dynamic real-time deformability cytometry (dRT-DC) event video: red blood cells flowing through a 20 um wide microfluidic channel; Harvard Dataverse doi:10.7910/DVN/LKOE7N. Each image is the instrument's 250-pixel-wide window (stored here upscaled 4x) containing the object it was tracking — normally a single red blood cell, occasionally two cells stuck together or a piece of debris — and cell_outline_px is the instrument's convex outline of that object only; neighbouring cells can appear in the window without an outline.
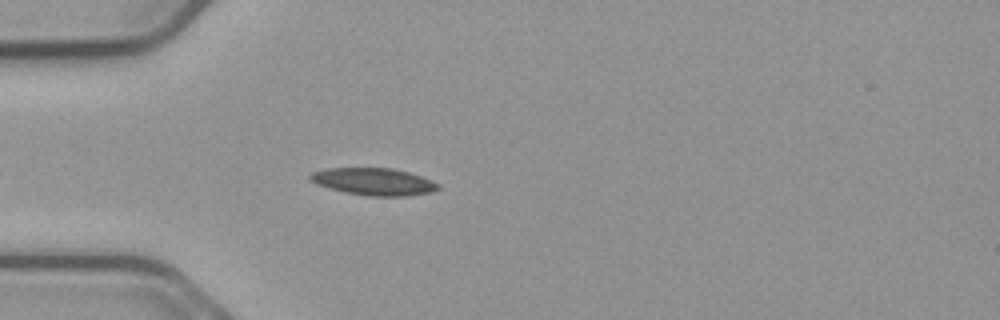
{"species": "common noctule bat (a hibernating species)", "species_latin": "Nyctalus noctula", "temperature_condition": "cold", "stored_images_in_passage": 14, "camera_frame_rate_fps": 3000, "um_per_image_px": 0.085, "animal": {"sex": "male", "body_mass_g": 23.1, "forearm_length_mm": 52.7}, "frame": {"image": 1, "passage_image": 7, "time_ms": 2.0, "image_size_px": [1000, 320], "cell_outline_px": [[440, 188], [432, 192], [408, 196], [368, 196], [344, 192], [328, 188], [316, 184], [308, 180], [308, 176], [312, 172], [328, 168], [392, 168], [408, 172], [432, 180], [440, 184]], "centroid_in_image_um": [31.76, 15.44], "position_along_channel_um": 53.2, "area_um2": 20.46}}
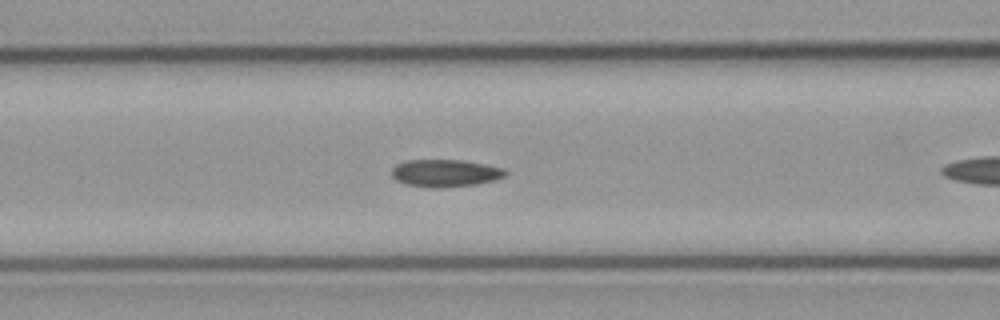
{"frame": {"image": 2, "passage_image": 10, "time_ms": 3.0, "image_size_px": [1000, 320], "cell_outline_px": [[508, 172], [504, 176], [496, 180], [476, 184], [436, 188], [404, 184], [396, 180], [392, 176], [392, 168], [396, 164], [404, 160], [464, 160], [504, 168]], "centroid_in_image_um": [37.84, 14.71], "position_along_channel_um": 128.8, "area_um2": 18.21}}